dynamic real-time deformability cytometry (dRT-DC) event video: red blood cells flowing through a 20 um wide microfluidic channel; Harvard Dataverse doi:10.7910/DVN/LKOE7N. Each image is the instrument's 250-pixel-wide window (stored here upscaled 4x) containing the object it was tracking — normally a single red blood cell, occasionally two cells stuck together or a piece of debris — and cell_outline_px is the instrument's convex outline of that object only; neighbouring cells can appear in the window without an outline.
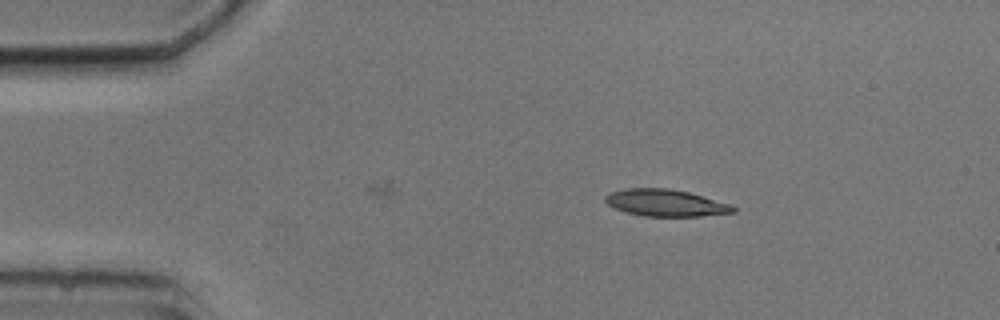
{"species": "common noctule bat (a hibernating species)", "species_latin": "Nyctalus noctula", "temperature_condition": "cold", "stored_images_in_passage": 3, "camera_frame_rate_fps": 3000, "um_per_image_px": 0.085, "animal": {"sex": "male", "body_mass_g": 20.5, "forearm_length_mm": 52.5}, "frame": {"image": 1, "passage_image": 1, "time_ms": 0.0, "image_size_px": [1000, 320], "cell_outline_px": [[736, 212], [700, 216], [644, 216], [628, 212], [616, 208], [608, 204], [604, 200], [604, 196], [608, 192], [628, 188], [668, 188], [688, 192], [732, 204], [736, 208]], "centroid_in_image_um": [56.59, 17.24], "position_along_channel_um": 28.4, "area_um2": 20.0}}